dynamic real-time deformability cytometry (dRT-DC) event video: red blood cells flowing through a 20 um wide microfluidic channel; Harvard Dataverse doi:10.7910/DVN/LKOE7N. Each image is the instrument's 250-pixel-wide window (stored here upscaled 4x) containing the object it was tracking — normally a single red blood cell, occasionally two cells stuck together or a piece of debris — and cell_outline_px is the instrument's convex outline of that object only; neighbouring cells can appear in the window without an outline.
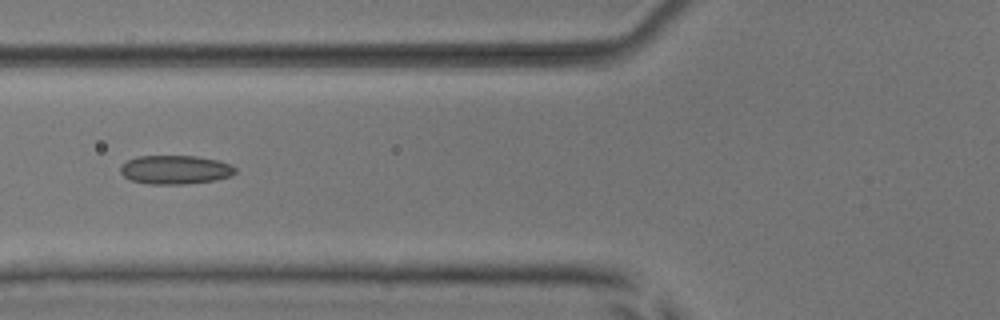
{"species": "common noctule bat (a hibernating species)", "species_latin": "Nyctalus noctula", "temperature_condition": "room temperature", "stored_images_in_passage": 6, "camera_frame_rate_fps": 3000, "um_per_image_px": 0.085, "animal": {"sex": "male", "body_mass_g": 17.9, "forearm_length_mm": 54.2}, "frame": {"image": 1, "passage_image": 6, "time_ms": 6.0, "image_size_px": [1000, 320], "cell_outline_px": [[236, 172], [232, 176], [216, 180], [184, 184], [148, 184], [132, 180], [124, 176], [120, 172], [120, 168], [128, 160], [136, 156], [196, 156], [216, 160], [232, 164], [236, 168]], "centroid_in_image_um": [14.93, 14.43], "position_along_channel_um": 110.9, "area_um2": 19.31}}